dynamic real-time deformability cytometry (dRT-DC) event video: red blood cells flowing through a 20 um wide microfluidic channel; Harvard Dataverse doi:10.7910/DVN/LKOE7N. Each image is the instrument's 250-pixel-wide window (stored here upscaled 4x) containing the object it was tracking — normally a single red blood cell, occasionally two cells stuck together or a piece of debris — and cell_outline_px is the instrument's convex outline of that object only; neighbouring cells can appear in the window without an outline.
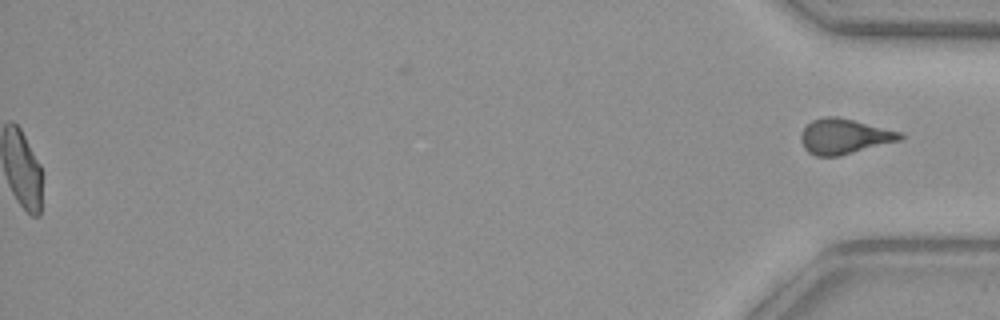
{"species": "common noctule bat (a hibernating species)", "species_latin": "Nyctalus noctula", "temperature_condition": "warm", "stored_images_in_passage": 54, "segment_of_instrument_passage": [2, 2], "camera_frame_rate_fps": 3000, "um_per_image_px": 0.085, "animal": {"sex": "female", "body_mass_g": 29.2, "forearm_length_mm": 56.3}, "frame": {"image": 1, "passage_image": 54, "time_ms": 17.667, "image_size_px": [1000, 320], "cell_outline_px": [[904, 136], [900, 140], [840, 156], [816, 156], [808, 152], [804, 148], [800, 140], [800, 136], [804, 128], [812, 120], [824, 116], [836, 116], [900, 132]], "centroid_in_image_um": [71.71, 11.6], "position_along_channel_um": 363.5, "area_um2": 20.11}}